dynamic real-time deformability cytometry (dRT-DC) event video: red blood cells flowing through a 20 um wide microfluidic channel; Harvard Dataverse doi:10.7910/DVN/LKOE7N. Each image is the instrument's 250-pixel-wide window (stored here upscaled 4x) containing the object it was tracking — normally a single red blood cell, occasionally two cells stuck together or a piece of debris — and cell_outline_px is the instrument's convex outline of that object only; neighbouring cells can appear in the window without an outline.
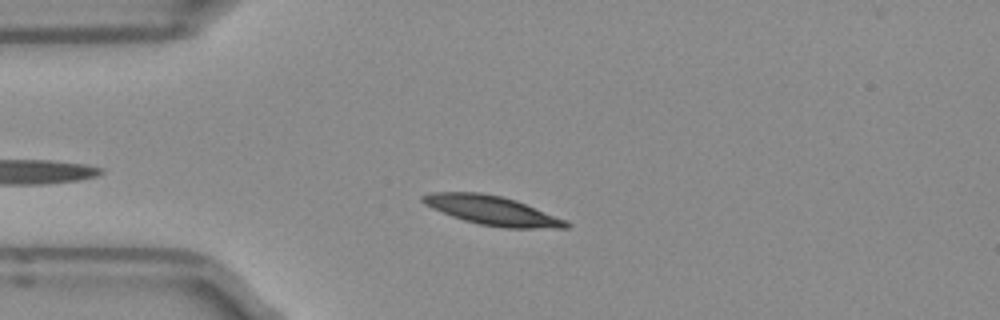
{"species": "Egyptian fruit bat (a non-hibernating species)", "species_latin": "Rousettus aegyptiacus", "temperature_condition": "room temperature", "stored_images_in_passage": 41, "camera_frame_rate_fps": 3000, "um_per_image_px": 0.085, "frame": {"image": 1, "passage_image": 6, "time_ms": 1.667, "image_size_px": [1000, 320], "cell_outline_px": [[572, 224], [568, 228], [504, 228], [480, 224], [464, 220], [452, 216], [432, 208], [424, 204], [420, 200], [420, 196], [432, 192], [480, 192], [500, 196], [516, 200], [568, 220]], "centroid_in_image_um": [41.86, 17.89], "position_along_channel_um": 43.1, "area_um2": 24.45}}
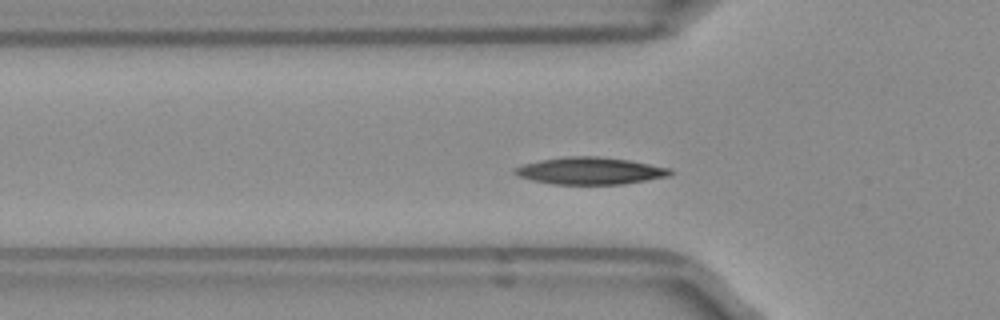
{"frame": {"image": 2, "passage_image": 10, "time_ms": 3.0, "image_size_px": [1000, 320], "cell_outline_px": [[676, 172], [672, 176], [624, 184], [552, 184], [532, 180], [520, 176], [512, 172], [512, 168], [524, 164], [540, 160], [564, 156], [600, 156], [628, 160], [672, 168]], "centroid_in_image_um": [50.21, 14.52], "position_along_channel_um": 75.6, "area_um2": 24.85}}
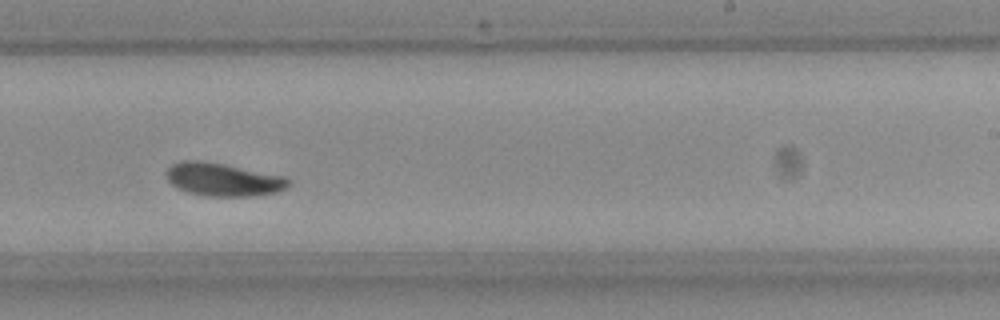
{"frame": {"image": 3, "passage_image": 25, "time_ms": 8.0, "image_size_px": [1000, 320], "cell_outline_px": [[292, 184], [276, 192], [256, 196], [204, 196], [188, 192], [176, 188], [168, 180], [164, 172], [172, 164], [180, 160], [196, 160], [224, 164], [284, 176], [292, 180]], "centroid_in_image_um": [18.95, 15.26], "position_along_channel_um": 270.0, "area_um2": 23.7}, "authors_computed_cell_mechanics": {"area_um2": 23.3512, "velocity_mm_per_s": 3.879, "shape_relaxation_time_tau1_ms": 4.0913, "shape_relaxation_time_tau2_ms": 4.2196, "deformation_change_tau1": 0.1333, "deformation_change_tau2": 0.0785}}